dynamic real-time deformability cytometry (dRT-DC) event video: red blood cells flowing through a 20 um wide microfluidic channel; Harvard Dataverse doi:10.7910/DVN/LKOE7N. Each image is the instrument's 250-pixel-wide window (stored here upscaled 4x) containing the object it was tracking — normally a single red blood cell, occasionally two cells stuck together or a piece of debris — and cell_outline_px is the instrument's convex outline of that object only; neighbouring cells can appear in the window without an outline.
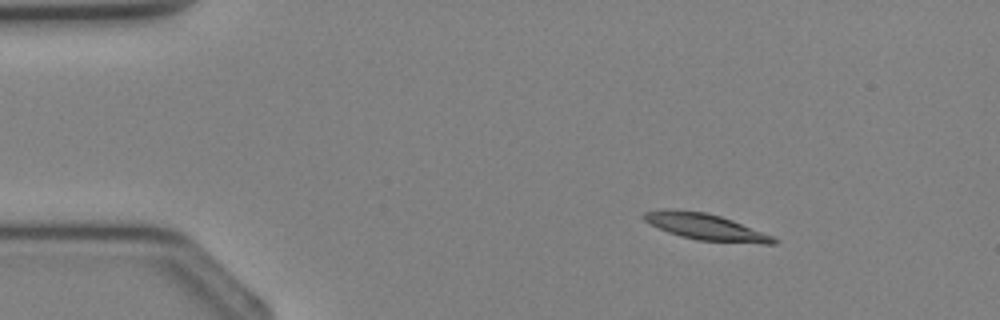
{"species": "Egyptian fruit bat (a non-hibernating species)", "species_latin": "Rousettus aegyptiacus", "temperature_condition": "cold", "stored_images_in_passage": 3, "camera_frame_rate_fps": 3000, "um_per_image_px": 0.085, "animal": {"sex": "female"}, "frame": {"image": 1, "passage_image": 2, "time_ms": 1.333, "image_size_px": [1000, 320], "cell_outline_px": [[780, 240], [776, 244], [764, 244], [696, 240], [680, 236], [668, 232], [644, 220], [644, 212], [664, 208], [704, 212], [720, 216], [732, 220], [772, 236]], "centroid_in_image_um": [60.0, 19.29], "position_along_channel_um": 25.0, "area_um2": 19.71}}